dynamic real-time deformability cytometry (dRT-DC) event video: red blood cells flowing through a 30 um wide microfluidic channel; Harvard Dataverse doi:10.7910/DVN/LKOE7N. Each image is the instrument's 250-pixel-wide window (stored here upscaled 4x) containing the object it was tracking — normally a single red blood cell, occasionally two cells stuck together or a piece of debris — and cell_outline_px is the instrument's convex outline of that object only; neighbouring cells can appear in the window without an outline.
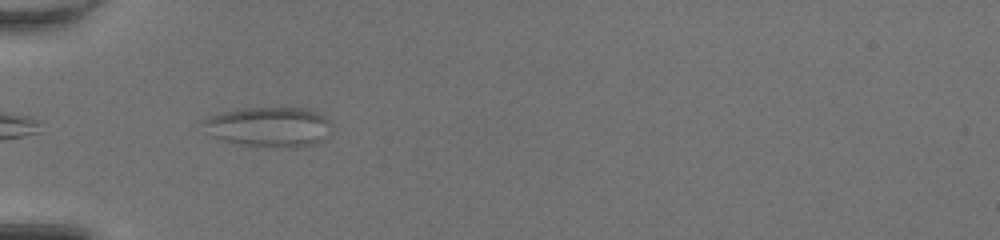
{"species": "common noctule bat (a hibernating species)", "species_latin": "Nyctalus noctula", "temperature_condition": "room temperature", "stored_images_in_passage": 8, "camera_frame_rate_fps": 3000, "um_per_image_px": 0.085, "animal": {"sex": "female", "body_mass_g": 20.0, "forearm_length_mm": 54.0}, "frame": {"image": 1, "passage_image": 2, "time_ms": 0.333, "image_size_px": [1000, 240], "cell_outline_px": [[332, 124], [328, 136], [324, 140], [312, 144], [288, 148], [240, 144], [224, 140], [212, 136], [200, 120], [208, 116], [240, 108], [308, 108], [324, 116]], "centroid_in_image_um": [22.89, 10.77], "position_along_channel_um": 62.1, "area_um2": 29.82}}
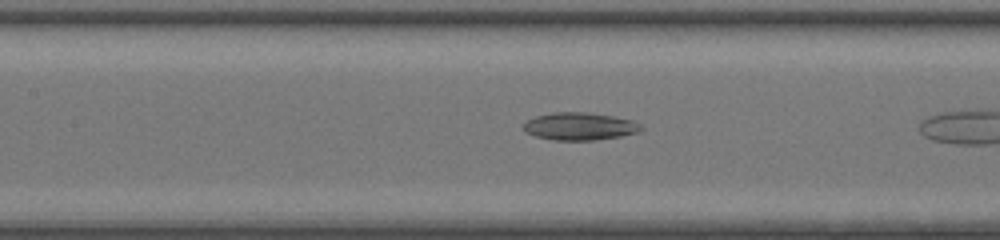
{"frame": {"image": 2, "passage_image": 7, "time_ms": 2.0, "image_size_px": [1000, 240], "cell_outline_px": [[644, 128], [636, 132], [620, 136], [596, 140], [552, 140], [536, 136], [524, 132], [524, 120], [536, 116], [552, 112], [588, 112], [612, 116], [632, 120], [640, 124]], "centroid_in_image_um": [49.23, 10.73], "position_along_channel_um": 158.2, "area_um2": 18.96}}